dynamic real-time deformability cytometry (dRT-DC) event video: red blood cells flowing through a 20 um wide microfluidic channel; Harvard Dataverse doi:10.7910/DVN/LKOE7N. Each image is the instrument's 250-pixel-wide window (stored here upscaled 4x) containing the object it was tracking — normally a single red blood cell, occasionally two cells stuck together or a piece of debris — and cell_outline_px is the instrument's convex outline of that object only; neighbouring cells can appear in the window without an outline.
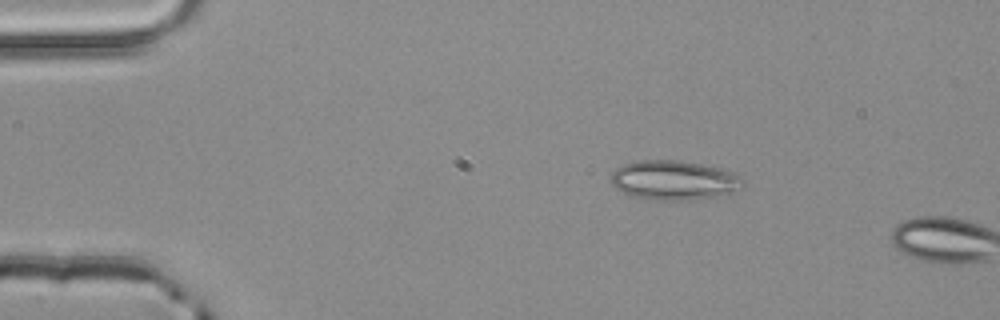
{"species": "common noctule bat (a hibernating species)", "species_latin": "Nyctalus noctula", "temperature_condition": "room temperature", "stored_images_in_passage": 2, "camera_frame_rate_fps": 3000, "um_per_image_px": 0.085, "animal": {"sex": "male", "body_mass_g": 20.4}, "frame": {"image": 1, "passage_image": 1, "time_ms": 0.0, "image_size_px": [1000, 320], "cell_outline_px": [[744, 188], [736, 192], [716, 196], [692, 200], [664, 200], [632, 196], [616, 188], [612, 184], [612, 172], [616, 168], [624, 164], [636, 160], [676, 160], [704, 164], [724, 168], [740, 176]], "centroid_in_image_um": [57.34, 15.31], "position_along_channel_um": 27.7, "area_um2": 30.46}}